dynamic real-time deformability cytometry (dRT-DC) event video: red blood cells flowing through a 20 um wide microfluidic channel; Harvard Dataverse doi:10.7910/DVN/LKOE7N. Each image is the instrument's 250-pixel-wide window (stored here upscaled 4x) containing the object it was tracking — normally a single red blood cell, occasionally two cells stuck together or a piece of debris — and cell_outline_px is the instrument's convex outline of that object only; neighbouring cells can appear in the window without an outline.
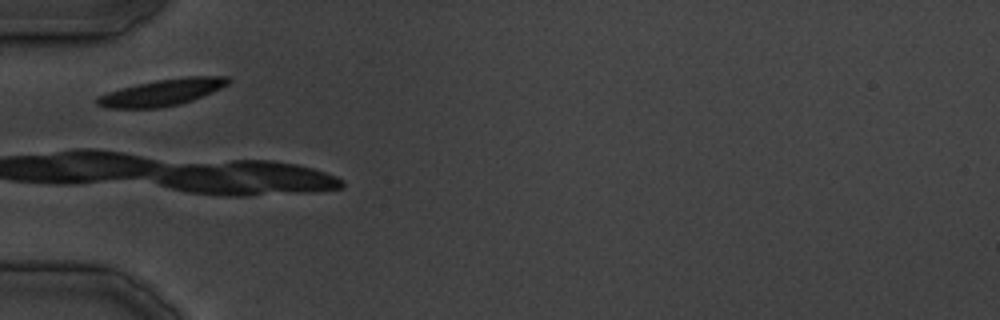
{"species": "common noctule bat (a hibernating species)", "species_latin": "Nyctalus noctula", "temperature_condition": "cold", "stored_images_in_passage": 35, "camera_frame_rate_fps": 3000, "um_per_image_px": 0.085, "animal": {"sex": "male", "body_mass_g": 19.5, "forearm_length_mm": 54.6}, "frame": {"image": 1, "passage_image": 11, "time_ms": 12.667, "image_size_px": [1000, 320], "cell_outline_px": [[232, 80], [228, 84], [212, 92], [192, 100], [180, 104], [160, 108], [108, 108], [96, 104], [96, 100], [100, 96], [108, 92], [140, 84], [160, 80], [188, 76], [228, 76]], "centroid_in_image_um": [13.84, 7.86], "position_along_channel_um": 71.2, "area_um2": 19.88}}